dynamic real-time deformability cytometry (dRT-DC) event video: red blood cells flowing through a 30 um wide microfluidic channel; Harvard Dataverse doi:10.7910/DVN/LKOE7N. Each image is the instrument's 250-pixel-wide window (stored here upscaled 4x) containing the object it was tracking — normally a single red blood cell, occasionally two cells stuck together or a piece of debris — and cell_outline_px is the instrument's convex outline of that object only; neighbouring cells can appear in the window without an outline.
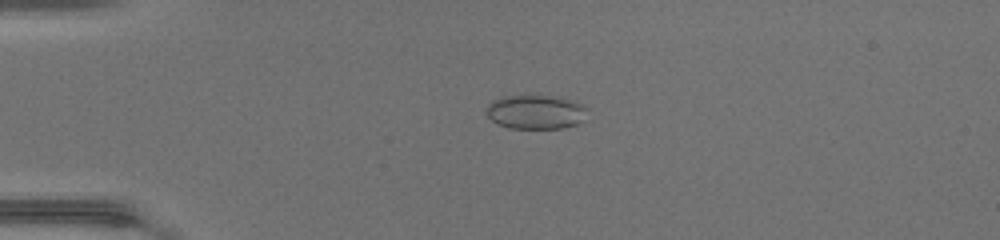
{"species": "common noctule bat (a hibernating species)", "species_latin": "Nyctalus noctula", "temperature_condition": "warm", "stored_images_in_passage": 48, "camera_frame_rate_fps": 3000, "um_per_image_px": 0.085, "animal": {"sex": "female", "body_mass_g": 17.0, "forearm_length_mm": 48.0}, "frame": {"image": 1, "passage_image": 13, "time_ms": 4.0, "image_size_px": [1000, 240], "cell_outline_px": [[588, 108], [580, 120], [576, 124], [560, 128], [508, 128], [492, 120], [484, 112], [484, 108], [488, 104], [504, 96], [556, 96], [580, 104]], "centroid_in_image_um": [45.47, 9.52], "position_along_channel_um": 39.5, "area_um2": 19.65}}
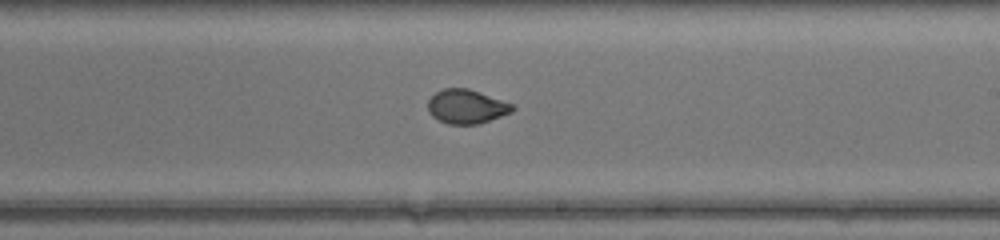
{"frame": {"image": 2, "passage_image": 30, "time_ms": 9.667, "image_size_px": [1000, 240], "cell_outline_px": [[516, 108], [512, 112], [476, 124], [448, 124], [432, 116], [428, 112], [428, 100], [436, 92], [444, 88], [468, 88], [512, 104]], "centroid_in_image_um": [39.63, 9.05], "position_along_channel_um": 249.4, "area_um2": 16.53}}
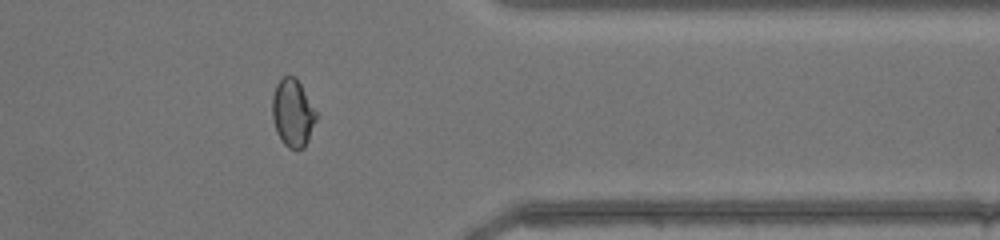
{"frame": {"image": 3, "passage_image": 40, "time_ms": 13.0, "image_size_px": [1000, 240], "cell_outline_px": [[316, 120], [308, 140], [304, 148], [288, 148], [284, 144], [276, 132], [272, 116], [272, 96], [276, 84], [284, 76], [296, 76], [316, 112]], "centroid_in_image_um": [24.86, 9.59], "position_along_channel_um": 386.5, "area_um2": 17.17}}